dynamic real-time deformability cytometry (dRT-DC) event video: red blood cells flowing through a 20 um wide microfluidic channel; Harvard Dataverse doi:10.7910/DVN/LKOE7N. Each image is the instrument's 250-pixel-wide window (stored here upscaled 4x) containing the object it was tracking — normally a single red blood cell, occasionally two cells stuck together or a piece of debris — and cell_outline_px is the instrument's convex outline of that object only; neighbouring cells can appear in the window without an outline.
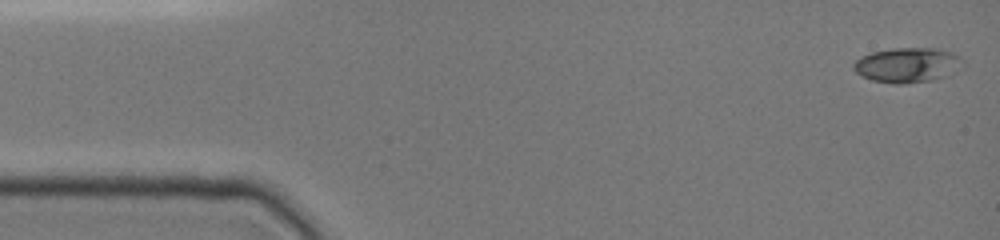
{"species": "common noctule bat (a hibernating species)", "species_latin": "Nyctalus noctula", "temperature_condition": "cold", "stored_images_in_passage": 15, "camera_frame_rate_fps": 3000, "um_per_image_px": 0.085, "animal": {"sex": "female", "body_mass_g": 19.0, "forearm_length_mm": 51.5}, "frame": {"image": 1, "passage_image": 1, "time_ms": 0.0, "image_size_px": [1000, 240], "cell_outline_px": [[964, 68], [948, 76], [936, 80], [904, 84], [896, 84], [872, 80], [860, 76], [852, 68], [852, 64], [856, 60], [872, 52], [892, 48], [936, 48], [952, 52], [960, 56], [964, 60]], "centroid_in_image_um": [77.2, 5.54], "position_along_channel_um": 7.8, "area_um2": 22.72}}
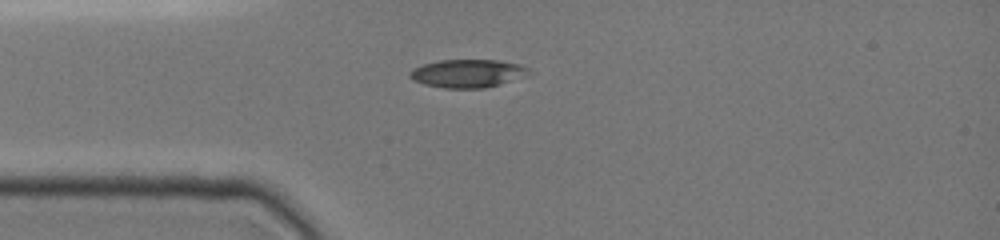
{"frame": {"image": 2, "passage_image": 9, "time_ms": 3.667, "image_size_px": [1000, 240], "cell_outline_px": [[532, 72], [528, 76], [500, 84], [484, 88], [444, 88], [424, 84], [412, 80], [408, 76], [408, 72], [412, 68], [424, 64], [440, 60], [496, 60], [520, 64], [528, 68]], "centroid_in_image_um": [39.75, 6.24], "position_along_channel_um": 45.2, "area_um2": 19.71}}
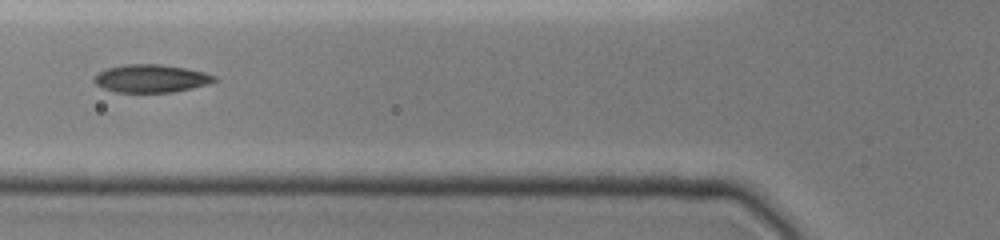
{"frame": {"image": 3, "passage_image": 13, "time_ms": 5.667, "image_size_px": [1000, 240], "cell_outline_px": [[220, 80], [208, 84], [192, 88], [172, 92], [116, 92], [104, 88], [96, 84], [92, 80], [92, 76], [108, 68], [124, 64], [160, 64], [184, 68], [204, 72], [216, 76]], "centroid_in_image_um": [12.85, 6.67], "position_along_channel_um": 113.0, "area_um2": 19.59}}